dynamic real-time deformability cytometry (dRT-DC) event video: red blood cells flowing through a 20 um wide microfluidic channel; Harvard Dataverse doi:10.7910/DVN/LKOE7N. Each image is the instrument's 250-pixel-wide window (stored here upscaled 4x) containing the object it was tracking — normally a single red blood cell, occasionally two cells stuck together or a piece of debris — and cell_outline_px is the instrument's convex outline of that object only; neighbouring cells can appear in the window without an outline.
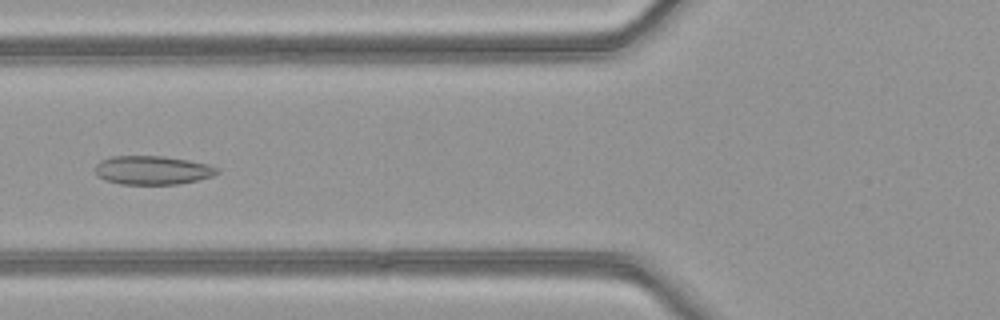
{"species": "common noctule bat (a hibernating species)", "species_latin": "Nyctalus noctula", "temperature_condition": "warm", "stored_images_in_passage": 51, "camera_frame_rate_fps": 3000, "um_per_image_px": 0.085, "animal": {"sex": "female", "body_mass_g": 21.9}, "frame": {"image": 1, "passage_image": 20, "time_ms": 6.333, "image_size_px": [1000, 320], "cell_outline_px": [[220, 172], [212, 176], [196, 180], [176, 184], [120, 184], [104, 180], [96, 176], [96, 164], [100, 160], [112, 156], [164, 156], [188, 160], [208, 164], [220, 168]], "centroid_in_image_um": [12.95, 14.46], "position_along_channel_um": 112.9, "area_um2": 20.52}}
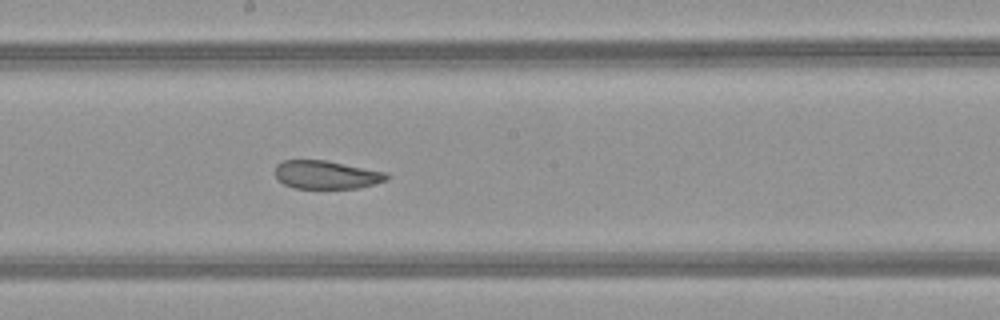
{"frame": {"image": 2, "passage_image": 28, "time_ms": 9.0, "image_size_px": [1000, 320], "cell_outline_px": [[388, 180], [376, 184], [360, 188], [296, 188], [284, 184], [276, 176], [276, 164], [284, 160], [324, 160], [388, 172]], "centroid_in_image_um": [27.79, 14.85], "position_along_channel_um": 220.4, "area_um2": 18.38}}
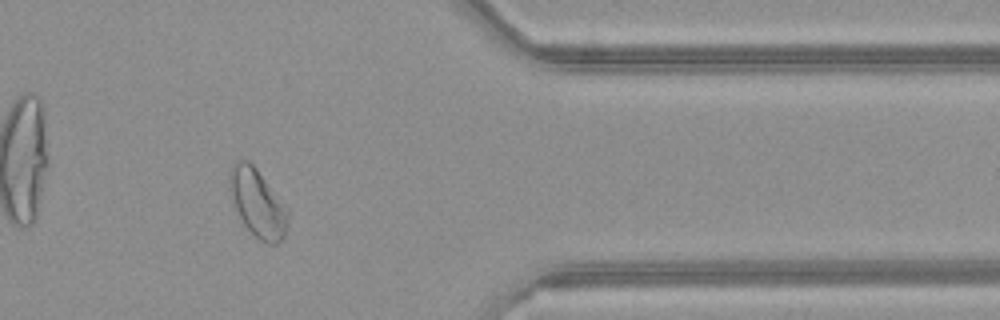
{"frame": {"image": 3, "passage_image": 42, "time_ms": 13.667, "image_size_px": [1000, 320], "cell_outline_px": [[288, 224], [284, 236], [276, 244], [268, 244], [260, 240], [244, 224], [236, 208], [228, 188], [228, 172], [232, 164], [236, 160], [248, 160], [256, 168], [288, 208]], "centroid_in_image_um": [21.88, 17.23], "position_along_channel_um": 389.5, "area_um2": 23.0}, "authors_computed_cell_mechanics": {"area_um2": 23.0044, "velocity_mm_per_s": 4.0257, "shape_relaxation_time_tau1_ms": null, "shape_relaxation_time_tau2_ms": 1.7706, "deformation_change_tau1": null, "deformation_change_tau2": 0.067}}